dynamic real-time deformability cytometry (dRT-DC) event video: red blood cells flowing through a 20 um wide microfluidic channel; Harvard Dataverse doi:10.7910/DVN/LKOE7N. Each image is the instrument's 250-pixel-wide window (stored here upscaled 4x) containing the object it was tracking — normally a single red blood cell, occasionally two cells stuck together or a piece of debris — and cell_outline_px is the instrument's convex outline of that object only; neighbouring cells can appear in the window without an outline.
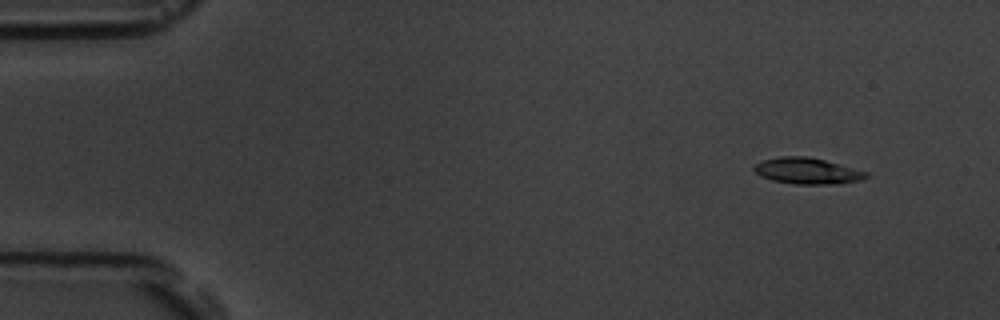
{"species": "common noctule bat (a hibernating species)", "species_latin": "Nyctalus noctula", "temperature_condition": "room temperature", "stored_images_in_passage": 5, "camera_frame_rate_fps": 3000, "um_per_image_px": 0.085, "animal": {"sex": "male", "body_mass_g": 19.5, "forearm_length_mm": 54.6}, "frame": {"image": 1, "passage_image": 1, "time_ms": 0.0, "image_size_px": [1000, 320], "cell_outline_px": [[868, 176], [860, 180], [840, 184], [796, 184], [772, 180], [760, 176], [752, 168], [756, 164], [764, 160], [780, 156], [808, 156], [824, 160], [868, 172]], "centroid_in_image_um": [68.61, 14.53], "position_along_channel_um": 16.4, "area_um2": 16.99}}
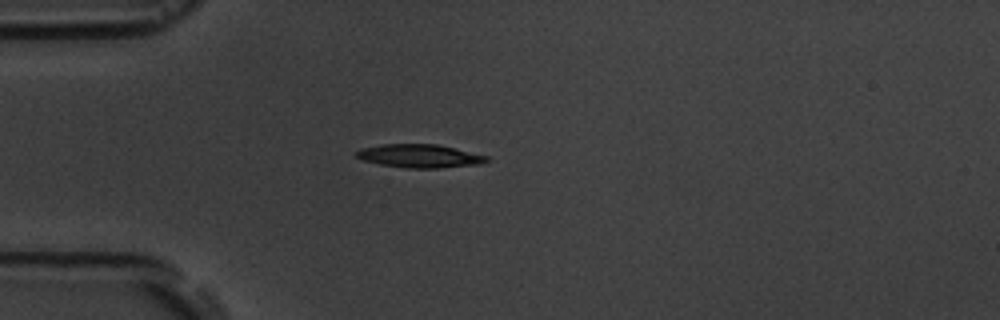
{"frame": {"image": 2, "passage_image": 4, "time_ms": 3.333, "image_size_px": [1000, 320], "cell_outline_px": [[488, 160], [480, 164], [440, 168], [404, 168], [380, 164], [364, 160], [356, 156], [356, 152], [360, 148], [384, 144], [436, 144], [488, 156]], "centroid_in_image_um": [35.66, 13.26], "position_along_channel_um": 49.3, "area_um2": 17.57}}